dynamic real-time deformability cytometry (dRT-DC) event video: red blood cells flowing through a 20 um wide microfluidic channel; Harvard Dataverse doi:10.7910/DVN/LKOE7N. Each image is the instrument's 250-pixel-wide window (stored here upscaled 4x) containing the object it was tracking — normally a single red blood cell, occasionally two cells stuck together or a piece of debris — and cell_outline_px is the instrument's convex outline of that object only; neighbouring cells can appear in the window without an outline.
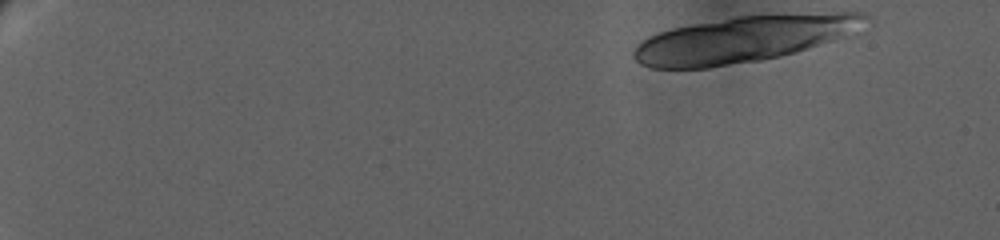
{"species": "human", "species_latin": "Homo sapiens", "temperature_condition": "warm", "stored_images_in_passage": 20, "camera_frame_rate_fps": 3000, "um_per_image_px": 0.085, "donor": {"sex": "female"}, "frame": {"image": 1, "passage_image": 1, "time_ms": 0.0, "image_size_px": [1000, 240], "cell_outline_px": [[872, 24], [864, 32], [852, 36], [796, 52], [780, 56], [760, 60], [708, 68], [652, 68], [640, 64], [632, 56], [632, 52], [636, 44], [648, 36], [672, 28], [740, 16], [836, 12], [864, 12], [872, 16]], "centroid_in_image_um": [63.41, 3.31], "position_along_channel_um": 21.6, "area_um2": 63.58}}
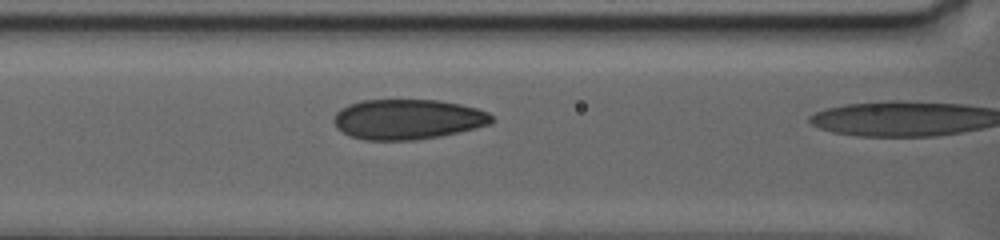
{"frame": {"image": 2, "passage_image": 19, "time_ms": 9.333, "image_size_px": [1000, 240], "cell_outline_px": [[496, 120], [492, 124], [476, 128], [440, 136], [416, 140], [364, 140], [352, 136], [336, 128], [332, 120], [336, 112], [340, 108], [348, 104], [360, 100], [440, 100], [460, 104], [476, 108], [488, 112]], "centroid_in_image_um": [34.66, 10.13], "position_along_channel_um": 131.9, "area_um2": 37.22}}